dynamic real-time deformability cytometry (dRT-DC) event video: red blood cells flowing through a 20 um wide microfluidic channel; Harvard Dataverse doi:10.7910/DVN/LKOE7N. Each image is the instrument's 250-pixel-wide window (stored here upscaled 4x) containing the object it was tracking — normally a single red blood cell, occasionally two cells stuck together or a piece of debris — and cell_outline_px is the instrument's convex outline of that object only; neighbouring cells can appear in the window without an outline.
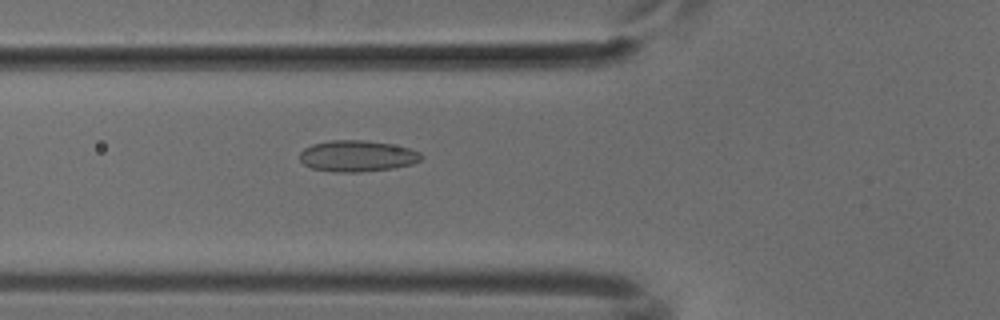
{"species": "common noctule bat (a hibernating species)", "species_latin": "Nyctalus noctula", "temperature_condition": "cold", "stored_images_in_passage": 45, "camera_frame_rate_fps": 3000, "um_per_image_px": 0.085, "animal": {"sex": "male", "body_mass_g": 18.8}, "frame": {"image": 1, "passage_image": 12, "time_ms": 3.667, "image_size_px": [1000, 320], "cell_outline_px": [[424, 156], [420, 160], [412, 164], [392, 168], [360, 172], [332, 172], [312, 168], [304, 164], [300, 160], [300, 152], [304, 148], [312, 144], [332, 140], [364, 140], [388, 144], [408, 148], [420, 152]], "centroid_in_image_um": [30.34, 13.27], "position_along_channel_um": 95.5, "area_um2": 22.02}}
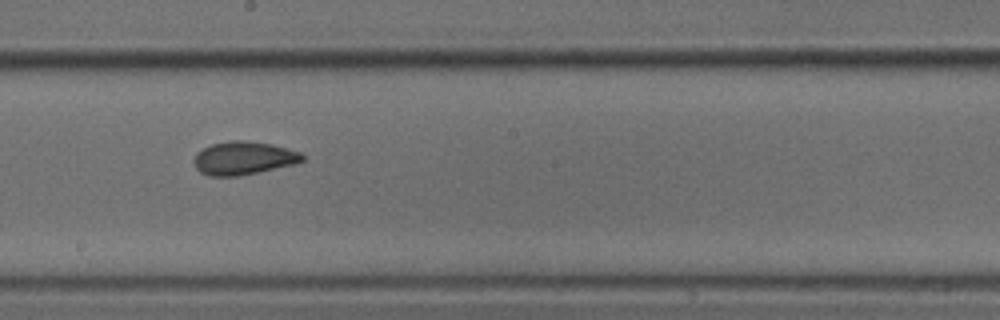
{"frame": {"image": 2, "passage_image": 22, "time_ms": 7.0, "image_size_px": [1000, 320], "cell_outline_px": [[304, 160], [296, 164], [236, 176], [208, 176], [200, 172], [196, 168], [192, 160], [196, 152], [212, 144], [232, 140], [244, 140], [272, 144], [300, 152], [304, 156]], "centroid_in_image_um": [20.68, 13.44], "position_along_channel_um": 227.5, "area_um2": 20.98}}
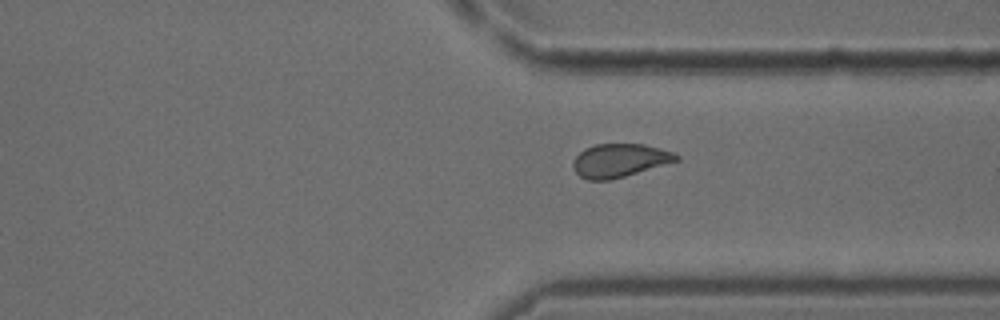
{"frame": {"image": 3, "passage_image": 32, "time_ms": 10.333, "image_size_px": [1000, 320], "cell_outline_px": [[680, 160], [612, 180], [588, 180], [580, 176], [576, 172], [572, 164], [576, 156], [584, 148], [596, 144], [644, 144], [660, 148], [672, 152], [680, 156]], "centroid_in_image_um": [52.67, 13.64], "position_along_channel_um": 358.7, "area_um2": 20.11}}